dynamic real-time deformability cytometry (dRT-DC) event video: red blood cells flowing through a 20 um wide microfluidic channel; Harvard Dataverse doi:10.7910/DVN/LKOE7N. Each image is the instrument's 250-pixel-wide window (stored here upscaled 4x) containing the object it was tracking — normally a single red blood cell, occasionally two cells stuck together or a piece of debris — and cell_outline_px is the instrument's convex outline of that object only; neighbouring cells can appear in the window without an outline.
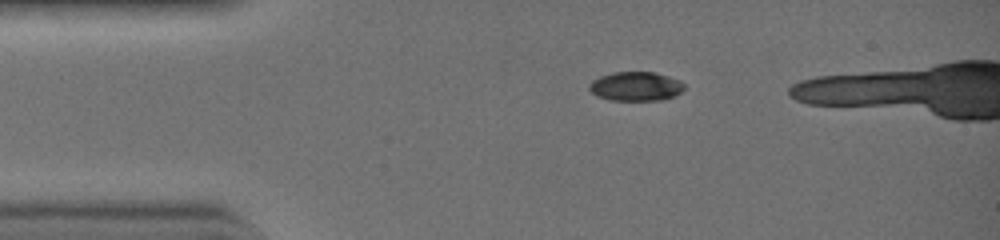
{"species": "common noctule bat (a hibernating species)", "species_latin": "Nyctalus noctula", "temperature_condition": "warm", "stored_images_in_passage": 31, "camera_frame_rate_fps": 3000, "um_per_image_px": 0.085, "animal": {"sex": "female", "body_mass_g": 19.0, "forearm_length_mm": 51.5}, "frame": {"image": 1, "passage_image": 1, "time_ms": 0.0, "image_size_px": [1000, 240], "cell_outline_px": [[684, 88], [680, 92], [664, 100], [608, 100], [596, 96], [588, 88], [588, 84], [592, 80], [600, 76], [612, 72], [652, 72], [668, 76], [680, 80], [684, 84]], "centroid_in_image_um": [54.0, 7.34], "position_along_channel_um": 31.0, "area_um2": 16.18}}
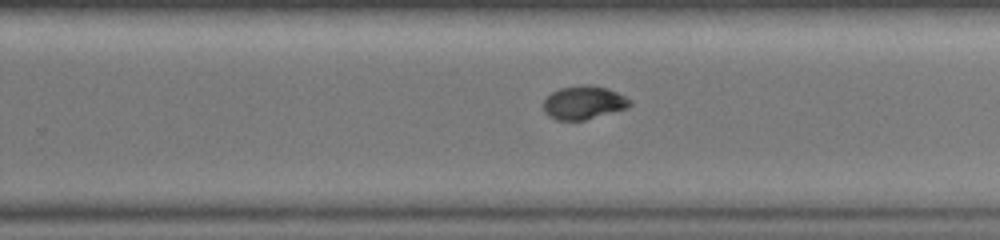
{"frame": {"image": 2, "passage_image": 20, "time_ms": 6.333, "image_size_px": [1000, 240], "cell_outline_px": [[632, 104], [624, 108], [584, 120], [560, 120], [552, 116], [544, 108], [544, 100], [552, 92], [560, 88], [584, 84], [592, 84], [608, 88], [632, 100]], "centroid_in_image_um": [49.64, 8.69], "position_along_channel_um": 280.2, "area_um2": 16.42}}
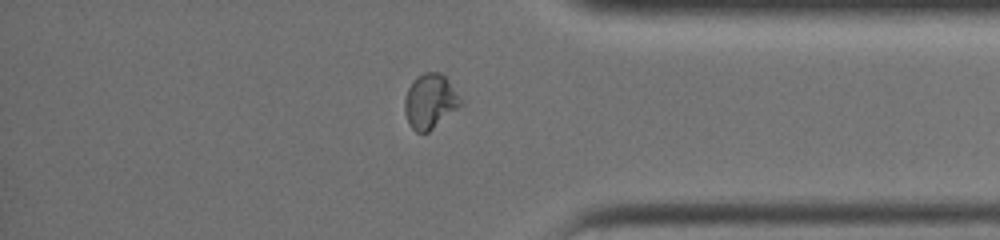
{"frame": {"image": 3, "passage_image": 28, "time_ms": 9.0, "image_size_px": [1000, 240], "cell_outline_px": [[460, 104], [456, 108], [428, 132], [416, 132], [412, 128], [404, 112], [404, 100], [408, 88], [416, 76], [424, 72], [440, 72], [448, 80]], "centroid_in_image_um": [36.47, 8.59], "position_along_channel_um": 398.7, "area_um2": 17.05}}